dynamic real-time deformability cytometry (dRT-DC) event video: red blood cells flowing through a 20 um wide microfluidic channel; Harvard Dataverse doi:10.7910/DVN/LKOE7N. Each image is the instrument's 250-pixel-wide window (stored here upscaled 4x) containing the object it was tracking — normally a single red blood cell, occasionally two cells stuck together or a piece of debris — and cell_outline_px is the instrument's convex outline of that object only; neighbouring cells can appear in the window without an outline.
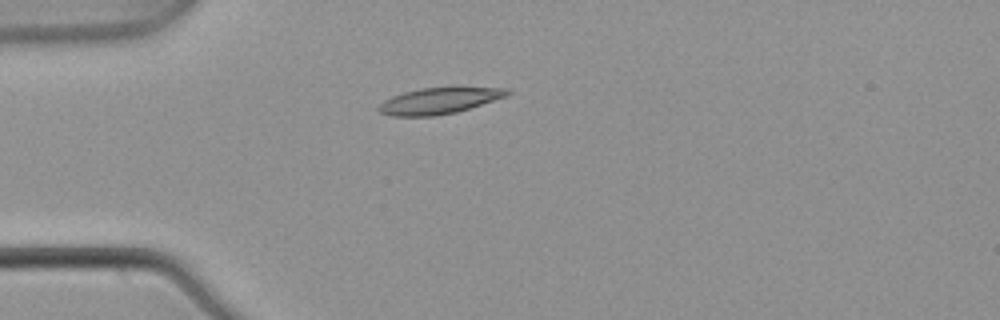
{"species": "common noctule bat (a hibernating species)", "species_latin": "Nyctalus noctula", "temperature_condition": "warm", "stored_images_in_passage": 1, "camera_frame_rate_fps": 3000, "um_per_image_px": 0.085, "animal": {"sex": "male", "body_mass_g": 21.5, "forearm_length_mm": 52.0}, "frame": {"image": 1, "passage_image": 1, "time_ms": 0.0, "image_size_px": [1000, 320], "cell_outline_px": [[512, 92], [508, 96], [456, 112], [436, 116], [392, 116], [380, 112], [376, 108], [384, 100], [392, 96], [404, 92], [420, 88], [508, 88]], "centroid_in_image_um": [37.31, 8.57], "position_along_channel_um": 47.7, "area_um2": 19.42}}